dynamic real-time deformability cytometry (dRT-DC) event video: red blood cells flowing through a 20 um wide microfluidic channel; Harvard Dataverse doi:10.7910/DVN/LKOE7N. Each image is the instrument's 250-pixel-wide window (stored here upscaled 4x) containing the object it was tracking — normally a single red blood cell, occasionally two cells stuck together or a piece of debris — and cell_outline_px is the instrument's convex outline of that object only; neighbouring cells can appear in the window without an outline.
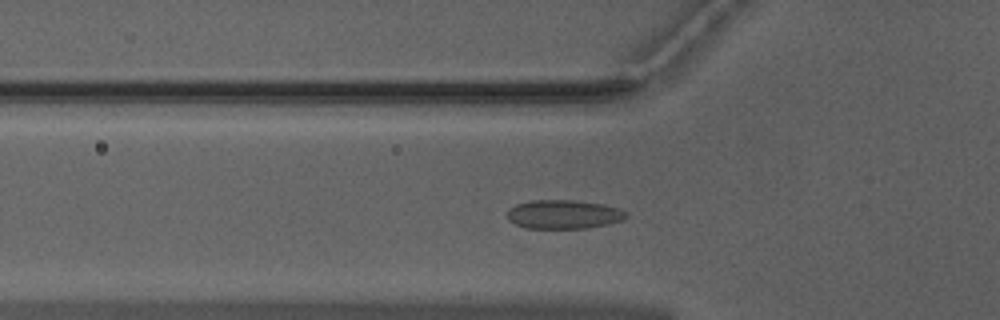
{"species": "Egyptian fruit bat (a non-hibernating species)", "species_latin": "Rousettus aegyptiacus", "temperature_condition": "warm", "stored_images_in_passage": 52, "camera_frame_rate_fps": 3000, "um_per_image_px": 0.085, "animal": {"sex": "male"}, "frame": {"image": 1, "passage_image": 18, "time_ms": 5.667, "image_size_px": [1000, 320], "cell_outline_px": [[628, 216], [624, 220], [608, 224], [588, 228], [524, 228], [508, 220], [508, 208], [516, 204], [528, 200], [572, 200], [604, 204], [620, 208], [628, 212]], "centroid_in_image_um": [47.93, 18.21], "position_along_channel_um": 77.9, "area_um2": 20.29}}
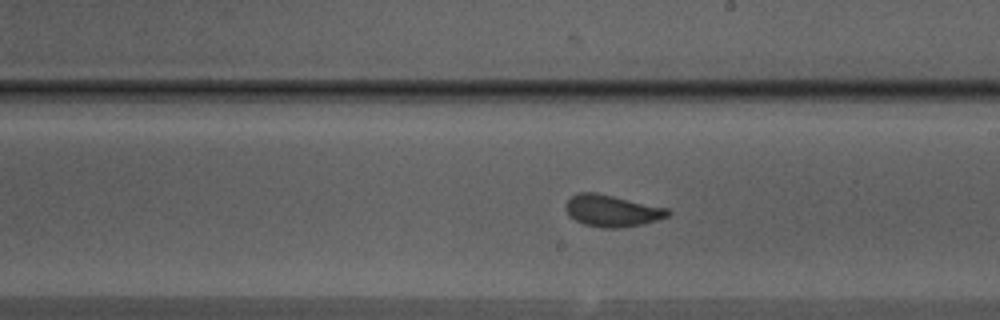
{"frame": {"image": 2, "passage_image": 30, "time_ms": 9.667, "image_size_px": [1000, 320], "cell_outline_px": [[672, 212], [668, 216], [644, 224], [620, 228], [604, 228], [584, 224], [576, 220], [564, 208], [564, 204], [576, 192], [596, 192], [668, 208]], "centroid_in_image_um": [52.03, 17.91], "position_along_channel_um": 237.0, "area_um2": 18.9}}
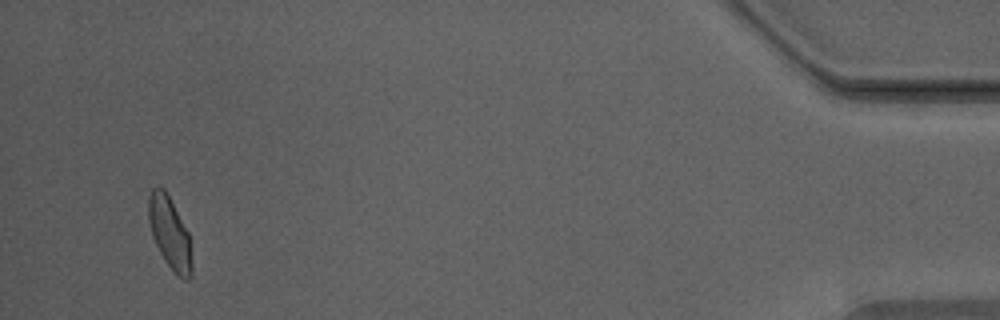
{"frame": {"image": 3, "passage_image": 50, "time_ms": 16.333, "image_size_px": [1000, 320], "cell_outline_px": [[192, 276], [188, 280], [184, 280], [164, 260], [152, 236], [148, 220], [148, 196], [152, 188], [160, 184], [168, 192], [188, 232], [192, 264]], "centroid_in_image_um": [14.41, 19.72], "position_along_channel_um": 420.8, "area_um2": 18.26}, "authors_computed_cell_mechanics": {"area_um2": 18.9873, "velocity_mm_per_s": 3.964, "shape_relaxation_time_tau1_ms": 3.0562, "shape_relaxation_time_tau2_ms": null, "deformation_change_tau1": 0.0904, "deformation_change_tau2": null}}